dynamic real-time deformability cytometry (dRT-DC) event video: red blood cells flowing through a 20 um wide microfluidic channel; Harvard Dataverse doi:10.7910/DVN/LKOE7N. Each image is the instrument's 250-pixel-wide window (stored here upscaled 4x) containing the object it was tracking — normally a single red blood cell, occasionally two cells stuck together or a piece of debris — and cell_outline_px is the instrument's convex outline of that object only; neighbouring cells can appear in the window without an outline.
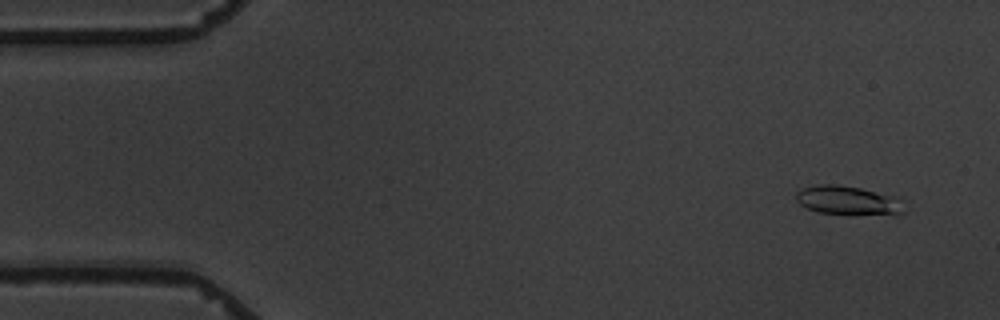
{"species": "common noctule bat (a hibernating species)", "species_latin": "Nyctalus noctula", "temperature_condition": "warm", "stored_images_in_passage": 7, "camera_frame_rate_fps": 3000, "um_per_image_px": 0.085, "animal": {"sex": "male", "body_mass_g": 19.5, "forearm_length_mm": 54.6}, "frame": {"image": 1, "passage_image": 2, "time_ms": 1.0, "image_size_px": [1000, 320], "cell_outline_px": [[904, 212], [896, 216], [820, 212], [808, 208], [800, 204], [796, 200], [796, 192], [804, 188], [816, 184], [836, 184], [860, 188], [892, 196]], "centroid_in_image_um": [72.02, 17.04], "position_along_channel_um": 13.0, "area_um2": 17.8}}
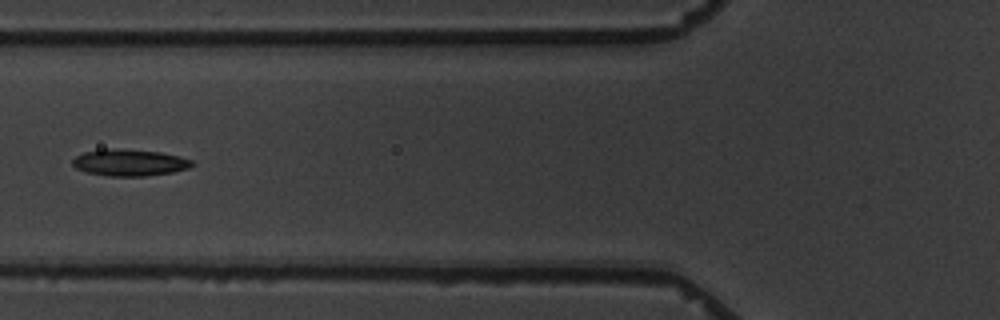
{"frame": {"image": 2, "passage_image": 7, "time_ms": 7.0, "image_size_px": [1000, 320], "cell_outline_px": [[196, 164], [188, 168], [172, 172], [144, 176], [108, 176], [84, 172], [76, 168], [72, 164], [72, 160], [76, 156], [84, 152], [104, 148], [116, 148], [160, 152], [180, 156], [192, 160]], "centroid_in_image_um": [10.99, 13.81], "position_along_channel_um": 114.8, "area_um2": 18.73}}